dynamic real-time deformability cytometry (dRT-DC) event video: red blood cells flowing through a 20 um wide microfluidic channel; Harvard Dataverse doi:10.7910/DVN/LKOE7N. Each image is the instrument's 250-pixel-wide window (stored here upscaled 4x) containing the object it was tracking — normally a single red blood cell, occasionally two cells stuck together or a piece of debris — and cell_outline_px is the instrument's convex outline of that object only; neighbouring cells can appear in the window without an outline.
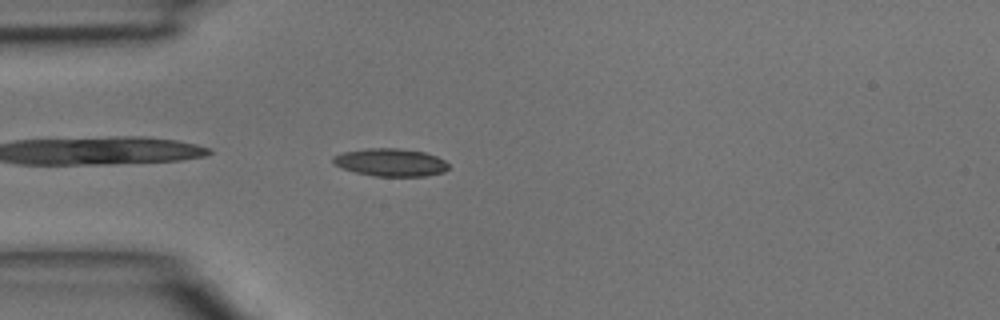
{"species": "common noctule bat (a hibernating species)", "species_latin": "Nyctalus noctula", "temperature_condition": "room temperature", "stored_images_in_passage": 3, "camera_frame_rate_fps": 3000, "um_per_image_px": 0.085, "animal": {"sex": "male", "body_mass_g": 15.6}, "frame": {"image": 1, "passage_image": 3, "time_ms": 0.667, "image_size_px": [1000, 320], "cell_outline_px": [[448, 168], [444, 172], [428, 176], [372, 176], [356, 172], [344, 168], [336, 164], [332, 160], [332, 156], [344, 152], [368, 148], [396, 148], [424, 152], [436, 156], [444, 160], [448, 164]], "centroid_in_image_um": [33.22, 13.8], "position_along_channel_um": 51.8, "area_um2": 18.55}}